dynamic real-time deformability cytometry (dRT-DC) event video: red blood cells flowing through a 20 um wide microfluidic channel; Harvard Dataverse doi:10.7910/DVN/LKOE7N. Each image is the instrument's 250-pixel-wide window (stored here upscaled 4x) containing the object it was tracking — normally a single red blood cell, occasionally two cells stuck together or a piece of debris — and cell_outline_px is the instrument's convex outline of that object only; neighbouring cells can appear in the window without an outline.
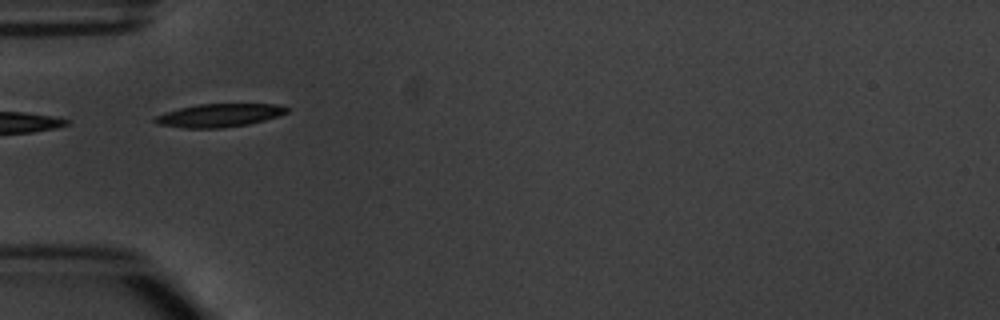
{"species": "common noctule bat (a hibernating species)", "species_latin": "Nyctalus noctula", "temperature_condition": "warm", "stored_images_in_passage": 5, "camera_frame_rate_fps": 3000, "um_per_image_px": 0.085, "animal": {"sex": "male", "body_mass_g": 20.1, "forearm_length_mm": 53.5}, "frame": {"image": 1, "passage_image": 2, "time_ms": 1.333, "image_size_px": [1000, 320], "cell_outline_px": [[288, 112], [280, 116], [248, 124], [220, 128], [184, 128], [156, 124], [152, 120], [152, 116], [180, 108], [196, 104], [280, 104], [288, 108]], "centroid_in_image_um": [18.6, 9.8], "position_along_channel_um": 66.4, "area_um2": 17.98}}
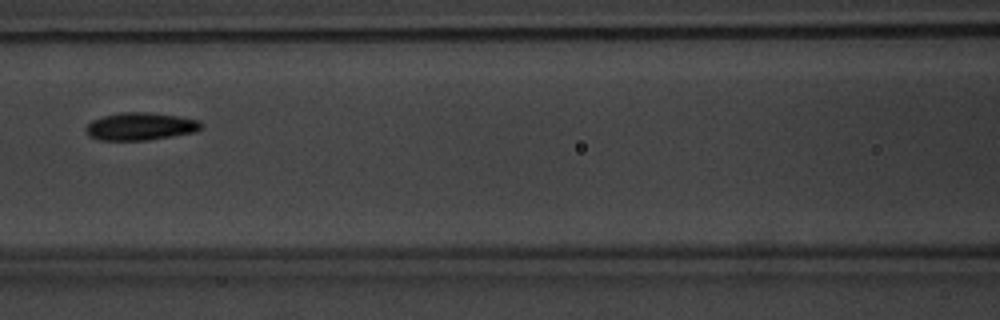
{"frame": {"image": 2, "passage_image": 4, "time_ms": 3.667, "image_size_px": [1000, 320], "cell_outline_px": [[204, 128], [196, 132], [148, 140], [100, 140], [88, 136], [84, 128], [92, 120], [104, 116], [120, 112], [148, 112], [176, 116], [200, 120], [204, 124]], "centroid_in_image_um": [11.96, 10.74], "position_along_channel_um": 154.6, "area_um2": 18.73}}
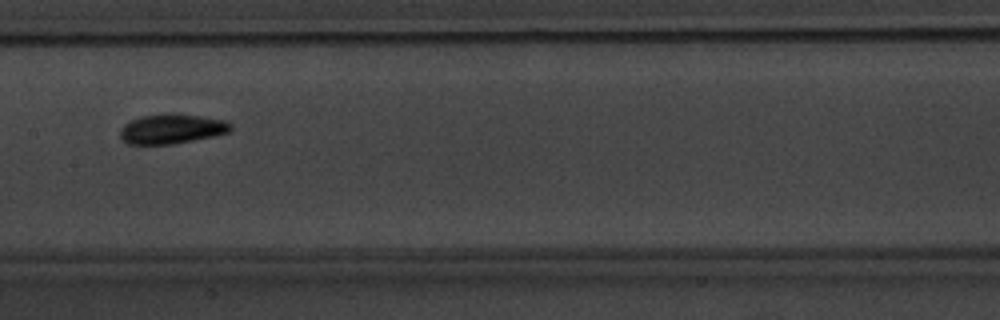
{"frame": {"image": 3, "passage_image": 5, "time_ms": 4.667, "image_size_px": [1000, 320], "cell_outline_px": [[232, 132], [216, 136], [172, 144], [128, 144], [120, 136], [120, 128], [124, 124], [132, 120], [144, 116], [168, 112], [172, 112], [200, 116], [224, 120], [232, 124]], "centroid_in_image_um": [14.64, 10.94], "position_along_channel_um": 192.8, "area_um2": 19.36}}